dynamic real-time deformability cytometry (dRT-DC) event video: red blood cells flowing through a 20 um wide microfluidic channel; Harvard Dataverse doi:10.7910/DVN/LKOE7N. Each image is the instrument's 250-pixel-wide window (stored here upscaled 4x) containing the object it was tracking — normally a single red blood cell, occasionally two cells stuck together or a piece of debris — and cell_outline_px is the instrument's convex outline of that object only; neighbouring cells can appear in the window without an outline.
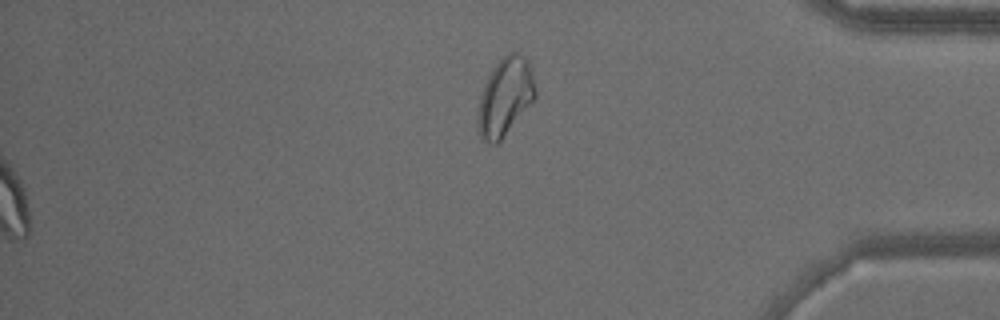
{"species": "common noctule bat (a hibernating species)", "species_latin": "Nyctalus noctula", "temperature_condition": "warm", "stored_images_in_passage": 44, "segment_of_instrument_passage": [2, 2], "camera_frame_rate_fps": 3000, "um_per_image_px": 0.085, "animal": {"sex": "male", "body_mass_g": 15.6}, "frame": {"image": 1, "passage_image": 44, "time_ms": 14.333, "image_size_px": [1000, 320], "cell_outline_px": [[536, 96], [500, 140], [496, 144], [492, 144], [484, 140], [480, 136], [476, 124], [476, 112], [480, 96], [484, 84], [492, 68], [508, 52], [520, 52], [528, 60], [536, 92]], "centroid_in_image_um": [42.89, 8.22], "position_along_channel_um": 392.3, "area_um2": 25.84}}